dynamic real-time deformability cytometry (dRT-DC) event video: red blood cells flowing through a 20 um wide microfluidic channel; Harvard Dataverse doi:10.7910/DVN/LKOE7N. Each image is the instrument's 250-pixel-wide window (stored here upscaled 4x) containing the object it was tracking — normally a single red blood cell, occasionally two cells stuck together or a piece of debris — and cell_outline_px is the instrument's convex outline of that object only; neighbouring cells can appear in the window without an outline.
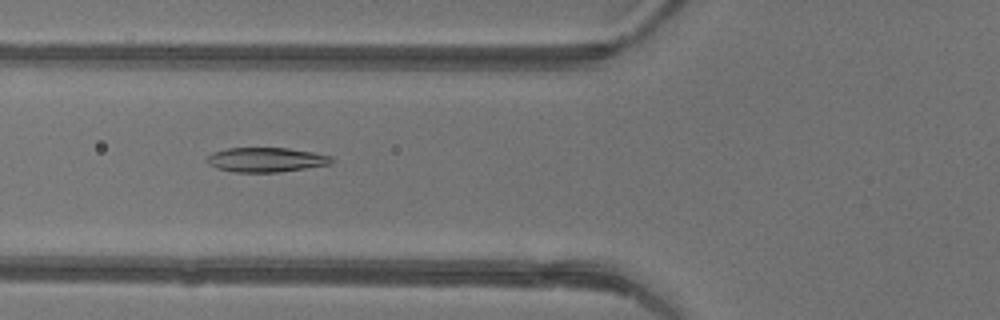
{"species": "common noctule bat (a hibernating species)", "species_latin": "Nyctalus noctula", "temperature_condition": "warm", "stored_images_in_passage": 48, "camera_frame_rate_fps": 3000, "um_per_image_px": 0.085, "animal": {"sex": "female"}, "frame": {"image": 1, "passage_image": 19, "time_ms": 6.0, "image_size_px": [1000, 320], "cell_outline_px": [[336, 160], [332, 164], [280, 172], [232, 172], [216, 168], [208, 164], [204, 160], [212, 152], [228, 148], [288, 148], [312, 152], [332, 156]], "centroid_in_image_um": [22.62, 13.58], "position_along_channel_um": 103.2, "area_um2": 18.03}}
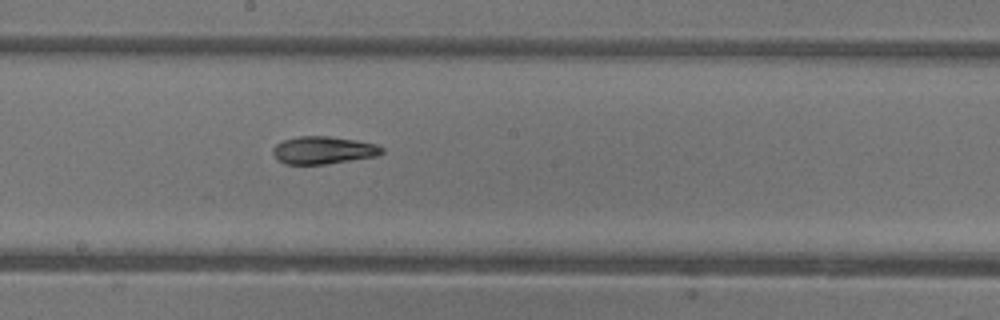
{"frame": {"image": 2, "passage_image": 27, "time_ms": 8.667, "image_size_px": [1000, 320], "cell_outline_px": [[384, 152], [376, 156], [324, 164], [284, 164], [272, 152], [272, 148], [276, 144], [284, 140], [300, 136], [328, 136], [356, 140], [376, 144], [384, 148]], "centroid_in_image_um": [27.49, 12.76], "position_along_channel_um": 220.7, "area_um2": 17.34}}
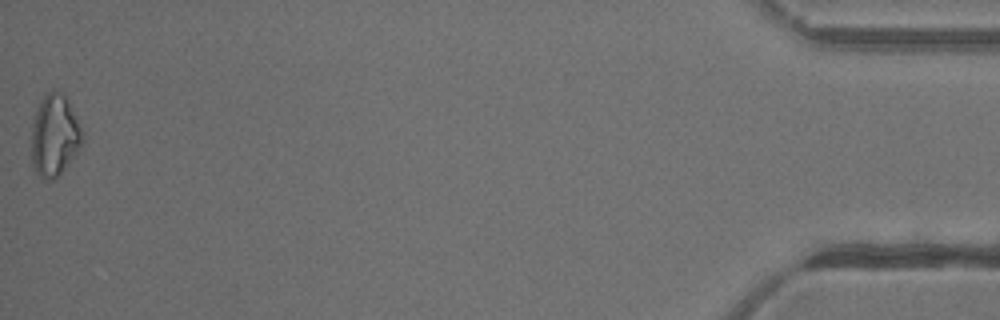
{"frame": {"image": 3, "passage_image": 48, "time_ms": 15.667, "image_size_px": [1000, 320], "cell_outline_px": [[84, 144], [60, 176], [52, 180], [48, 180], [40, 176], [32, 168], [32, 124], [36, 108], [40, 100], [52, 88], [60, 92], [68, 100], [84, 132]], "centroid_in_image_um": [4.66, 11.53], "position_along_channel_um": 430.5, "area_um2": 24.8}, "authors_computed_cell_mechanics": {"area_um2": 18.8139, "velocity_mm_per_s": 4.3837, "shape_relaxation_time_tau1_ms": 11.2026, "shape_relaxation_time_tau2_ms": 6.2535, "deformation_change_tau1": 0.2709, "deformation_change_tau2": 0.1276}}